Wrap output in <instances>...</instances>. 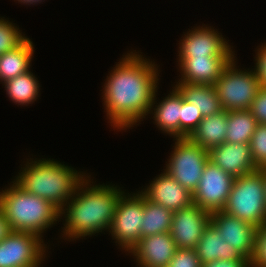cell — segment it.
Masks as SVG:
<instances>
[{
    "mask_svg": "<svg viewBox=\"0 0 266 267\" xmlns=\"http://www.w3.org/2000/svg\"><path fill=\"white\" fill-rule=\"evenodd\" d=\"M0 192V207L13 231L42 233L60 219L59 209L51 202L24 191L14 181Z\"/></svg>",
    "mask_w": 266,
    "mask_h": 267,
    "instance_id": "4",
    "label": "cell"
},
{
    "mask_svg": "<svg viewBox=\"0 0 266 267\" xmlns=\"http://www.w3.org/2000/svg\"><path fill=\"white\" fill-rule=\"evenodd\" d=\"M172 213L171 210L144 197V222L141 227V238L170 232Z\"/></svg>",
    "mask_w": 266,
    "mask_h": 267,
    "instance_id": "25",
    "label": "cell"
},
{
    "mask_svg": "<svg viewBox=\"0 0 266 267\" xmlns=\"http://www.w3.org/2000/svg\"><path fill=\"white\" fill-rule=\"evenodd\" d=\"M124 193L114 185H91L89 176L86 177L59 211L60 217L66 215L62 235L65 239L75 240L109 231L118 201Z\"/></svg>",
    "mask_w": 266,
    "mask_h": 267,
    "instance_id": "2",
    "label": "cell"
},
{
    "mask_svg": "<svg viewBox=\"0 0 266 267\" xmlns=\"http://www.w3.org/2000/svg\"><path fill=\"white\" fill-rule=\"evenodd\" d=\"M234 179L232 175L208 161L198 187L192 194L193 203L210 213L223 210Z\"/></svg>",
    "mask_w": 266,
    "mask_h": 267,
    "instance_id": "10",
    "label": "cell"
},
{
    "mask_svg": "<svg viewBox=\"0 0 266 267\" xmlns=\"http://www.w3.org/2000/svg\"><path fill=\"white\" fill-rule=\"evenodd\" d=\"M13 232L3 210L0 207V242Z\"/></svg>",
    "mask_w": 266,
    "mask_h": 267,
    "instance_id": "34",
    "label": "cell"
},
{
    "mask_svg": "<svg viewBox=\"0 0 266 267\" xmlns=\"http://www.w3.org/2000/svg\"><path fill=\"white\" fill-rule=\"evenodd\" d=\"M257 124L249 109L227 111L225 142L249 144Z\"/></svg>",
    "mask_w": 266,
    "mask_h": 267,
    "instance_id": "23",
    "label": "cell"
},
{
    "mask_svg": "<svg viewBox=\"0 0 266 267\" xmlns=\"http://www.w3.org/2000/svg\"><path fill=\"white\" fill-rule=\"evenodd\" d=\"M210 220L211 213L194 203L174 211L169 233L176 247L195 249Z\"/></svg>",
    "mask_w": 266,
    "mask_h": 267,
    "instance_id": "12",
    "label": "cell"
},
{
    "mask_svg": "<svg viewBox=\"0 0 266 267\" xmlns=\"http://www.w3.org/2000/svg\"><path fill=\"white\" fill-rule=\"evenodd\" d=\"M222 211L256 227L266 223L265 178L260 169L234 179Z\"/></svg>",
    "mask_w": 266,
    "mask_h": 267,
    "instance_id": "5",
    "label": "cell"
},
{
    "mask_svg": "<svg viewBox=\"0 0 266 267\" xmlns=\"http://www.w3.org/2000/svg\"><path fill=\"white\" fill-rule=\"evenodd\" d=\"M209 161L234 178L256 171L249 144L227 143L208 151Z\"/></svg>",
    "mask_w": 266,
    "mask_h": 267,
    "instance_id": "16",
    "label": "cell"
},
{
    "mask_svg": "<svg viewBox=\"0 0 266 267\" xmlns=\"http://www.w3.org/2000/svg\"><path fill=\"white\" fill-rule=\"evenodd\" d=\"M175 140L174 150L164 170L193 194L209 161L208 150L188 138Z\"/></svg>",
    "mask_w": 266,
    "mask_h": 267,
    "instance_id": "7",
    "label": "cell"
},
{
    "mask_svg": "<svg viewBox=\"0 0 266 267\" xmlns=\"http://www.w3.org/2000/svg\"><path fill=\"white\" fill-rule=\"evenodd\" d=\"M201 267H250L249 260H215L203 264Z\"/></svg>",
    "mask_w": 266,
    "mask_h": 267,
    "instance_id": "33",
    "label": "cell"
},
{
    "mask_svg": "<svg viewBox=\"0 0 266 267\" xmlns=\"http://www.w3.org/2000/svg\"><path fill=\"white\" fill-rule=\"evenodd\" d=\"M175 87L184 99L200 110L203 117L221 112V104L214 85L177 83Z\"/></svg>",
    "mask_w": 266,
    "mask_h": 267,
    "instance_id": "21",
    "label": "cell"
},
{
    "mask_svg": "<svg viewBox=\"0 0 266 267\" xmlns=\"http://www.w3.org/2000/svg\"><path fill=\"white\" fill-rule=\"evenodd\" d=\"M30 161V162H29ZM21 167L15 183L24 191L44 198L59 210L74 196L77 187L87 177L74 168L53 159L29 160Z\"/></svg>",
    "mask_w": 266,
    "mask_h": 267,
    "instance_id": "3",
    "label": "cell"
},
{
    "mask_svg": "<svg viewBox=\"0 0 266 267\" xmlns=\"http://www.w3.org/2000/svg\"><path fill=\"white\" fill-rule=\"evenodd\" d=\"M18 1V3L20 2V3H23V4H28V5H30V4H37V2L38 3H41L42 2V0H17Z\"/></svg>",
    "mask_w": 266,
    "mask_h": 267,
    "instance_id": "35",
    "label": "cell"
},
{
    "mask_svg": "<svg viewBox=\"0 0 266 267\" xmlns=\"http://www.w3.org/2000/svg\"><path fill=\"white\" fill-rule=\"evenodd\" d=\"M46 248L40 236L13 231L0 242V267H40Z\"/></svg>",
    "mask_w": 266,
    "mask_h": 267,
    "instance_id": "9",
    "label": "cell"
},
{
    "mask_svg": "<svg viewBox=\"0 0 266 267\" xmlns=\"http://www.w3.org/2000/svg\"><path fill=\"white\" fill-rule=\"evenodd\" d=\"M204 117L181 94L180 138H187Z\"/></svg>",
    "mask_w": 266,
    "mask_h": 267,
    "instance_id": "27",
    "label": "cell"
},
{
    "mask_svg": "<svg viewBox=\"0 0 266 267\" xmlns=\"http://www.w3.org/2000/svg\"><path fill=\"white\" fill-rule=\"evenodd\" d=\"M33 42L27 38L20 46L0 55V82L4 83L30 70Z\"/></svg>",
    "mask_w": 266,
    "mask_h": 267,
    "instance_id": "22",
    "label": "cell"
},
{
    "mask_svg": "<svg viewBox=\"0 0 266 267\" xmlns=\"http://www.w3.org/2000/svg\"><path fill=\"white\" fill-rule=\"evenodd\" d=\"M263 172L264 178H265V190H266V167L260 169Z\"/></svg>",
    "mask_w": 266,
    "mask_h": 267,
    "instance_id": "36",
    "label": "cell"
},
{
    "mask_svg": "<svg viewBox=\"0 0 266 267\" xmlns=\"http://www.w3.org/2000/svg\"><path fill=\"white\" fill-rule=\"evenodd\" d=\"M29 70L15 78L4 82V88L10 100L18 105H26L34 103L39 97V81ZM38 96V97H37Z\"/></svg>",
    "mask_w": 266,
    "mask_h": 267,
    "instance_id": "24",
    "label": "cell"
},
{
    "mask_svg": "<svg viewBox=\"0 0 266 267\" xmlns=\"http://www.w3.org/2000/svg\"><path fill=\"white\" fill-rule=\"evenodd\" d=\"M252 159L258 169L266 167V124H257L250 139Z\"/></svg>",
    "mask_w": 266,
    "mask_h": 267,
    "instance_id": "28",
    "label": "cell"
},
{
    "mask_svg": "<svg viewBox=\"0 0 266 267\" xmlns=\"http://www.w3.org/2000/svg\"><path fill=\"white\" fill-rule=\"evenodd\" d=\"M233 57L179 58L181 78L177 83L213 85Z\"/></svg>",
    "mask_w": 266,
    "mask_h": 267,
    "instance_id": "17",
    "label": "cell"
},
{
    "mask_svg": "<svg viewBox=\"0 0 266 267\" xmlns=\"http://www.w3.org/2000/svg\"><path fill=\"white\" fill-rule=\"evenodd\" d=\"M14 23L0 17V55L20 46L27 37Z\"/></svg>",
    "mask_w": 266,
    "mask_h": 267,
    "instance_id": "26",
    "label": "cell"
},
{
    "mask_svg": "<svg viewBox=\"0 0 266 267\" xmlns=\"http://www.w3.org/2000/svg\"><path fill=\"white\" fill-rule=\"evenodd\" d=\"M155 107H151L153 110H150V113L154 111L153 118L157 127L174 138H180L181 93L179 90L174 86L170 94Z\"/></svg>",
    "mask_w": 266,
    "mask_h": 267,
    "instance_id": "20",
    "label": "cell"
},
{
    "mask_svg": "<svg viewBox=\"0 0 266 267\" xmlns=\"http://www.w3.org/2000/svg\"><path fill=\"white\" fill-rule=\"evenodd\" d=\"M235 57L225 66L221 76L213 84L221 108L225 111L250 109L261 85L254 70L235 67Z\"/></svg>",
    "mask_w": 266,
    "mask_h": 267,
    "instance_id": "6",
    "label": "cell"
},
{
    "mask_svg": "<svg viewBox=\"0 0 266 267\" xmlns=\"http://www.w3.org/2000/svg\"><path fill=\"white\" fill-rule=\"evenodd\" d=\"M201 261L195 249L177 248L167 267H201Z\"/></svg>",
    "mask_w": 266,
    "mask_h": 267,
    "instance_id": "30",
    "label": "cell"
},
{
    "mask_svg": "<svg viewBox=\"0 0 266 267\" xmlns=\"http://www.w3.org/2000/svg\"><path fill=\"white\" fill-rule=\"evenodd\" d=\"M177 250L176 244L167 233L141 238L130 250L139 267H167Z\"/></svg>",
    "mask_w": 266,
    "mask_h": 267,
    "instance_id": "15",
    "label": "cell"
},
{
    "mask_svg": "<svg viewBox=\"0 0 266 267\" xmlns=\"http://www.w3.org/2000/svg\"><path fill=\"white\" fill-rule=\"evenodd\" d=\"M257 51L256 57H254L256 58L255 61H257L254 71L256 72L261 87L266 88V43L264 45L262 44Z\"/></svg>",
    "mask_w": 266,
    "mask_h": 267,
    "instance_id": "32",
    "label": "cell"
},
{
    "mask_svg": "<svg viewBox=\"0 0 266 267\" xmlns=\"http://www.w3.org/2000/svg\"><path fill=\"white\" fill-rule=\"evenodd\" d=\"M143 190L140 193L147 200L162 205L172 212L186 208L193 203L192 193L165 170Z\"/></svg>",
    "mask_w": 266,
    "mask_h": 267,
    "instance_id": "14",
    "label": "cell"
},
{
    "mask_svg": "<svg viewBox=\"0 0 266 267\" xmlns=\"http://www.w3.org/2000/svg\"><path fill=\"white\" fill-rule=\"evenodd\" d=\"M137 53L123 55L103 87L107 118L120 130L142 121L157 99L158 66Z\"/></svg>",
    "mask_w": 266,
    "mask_h": 267,
    "instance_id": "1",
    "label": "cell"
},
{
    "mask_svg": "<svg viewBox=\"0 0 266 267\" xmlns=\"http://www.w3.org/2000/svg\"><path fill=\"white\" fill-rule=\"evenodd\" d=\"M124 193L117 204L114 218L109 228L112 238L127 252L140 241L144 222V196L140 191L132 196Z\"/></svg>",
    "mask_w": 266,
    "mask_h": 267,
    "instance_id": "8",
    "label": "cell"
},
{
    "mask_svg": "<svg viewBox=\"0 0 266 267\" xmlns=\"http://www.w3.org/2000/svg\"><path fill=\"white\" fill-rule=\"evenodd\" d=\"M227 111L204 117L187 137L208 151L225 142L227 135Z\"/></svg>",
    "mask_w": 266,
    "mask_h": 267,
    "instance_id": "19",
    "label": "cell"
},
{
    "mask_svg": "<svg viewBox=\"0 0 266 267\" xmlns=\"http://www.w3.org/2000/svg\"><path fill=\"white\" fill-rule=\"evenodd\" d=\"M195 250L202 265L219 259L248 260L232 248L211 223L205 228Z\"/></svg>",
    "mask_w": 266,
    "mask_h": 267,
    "instance_id": "18",
    "label": "cell"
},
{
    "mask_svg": "<svg viewBox=\"0 0 266 267\" xmlns=\"http://www.w3.org/2000/svg\"><path fill=\"white\" fill-rule=\"evenodd\" d=\"M250 267H266V223L257 228L254 253Z\"/></svg>",
    "mask_w": 266,
    "mask_h": 267,
    "instance_id": "29",
    "label": "cell"
},
{
    "mask_svg": "<svg viewBox=\"0 0 266 267\" xmlns=\"http://www.w3.org/2000/svg\"><path fill=\"white\" fill-rule=\"evenodd\" d=\"M211 26H199L184 34L178 58L236 57L225 38Z\"/></svg>",
    "mask_w": 266,
    "mask_h": 267,
    "instance_id": "11",
    "label": "cell"
},
{
    "mask_svg": "<svg viewBox=\"0 0 266 267\" xmlns=\"http://www.w3.org/2000/svg\"><path fill=\"white\" fill-rule=\"evenodd\" d=\"M258 124H266V88L260 87L250 107Z\"/></svg>",
    "mask_w": 266,
    "mask_h": 267,
    "instance_id": "31",
    "label": "cell"
},
{
    "mask_svg": "<svg viewBox=\"0 0 266 267\" xmlns=\"http://www.w3.org/2000/svg\"><path fill=\"white\" fill-rule=\"evenodd\" d=\"M210 223L221 237L250 261L255 247L256 226L220 210L211 212Z\"/></svg>",
    "mask_w": 266,
    "mask_h": 267,
    "instance_id": "13",
    "label": "cell"
}]
</instances>
